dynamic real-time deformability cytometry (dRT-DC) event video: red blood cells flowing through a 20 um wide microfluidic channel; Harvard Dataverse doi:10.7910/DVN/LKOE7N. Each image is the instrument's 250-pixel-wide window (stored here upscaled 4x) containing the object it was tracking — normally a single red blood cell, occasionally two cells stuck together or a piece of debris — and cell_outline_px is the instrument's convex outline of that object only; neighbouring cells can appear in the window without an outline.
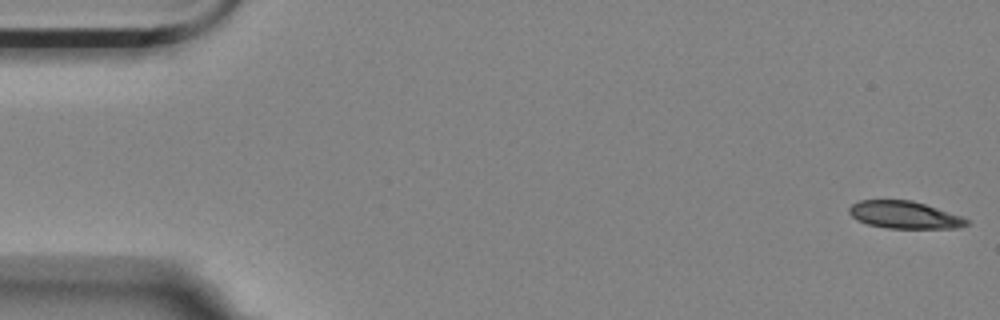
{"species": "Egyptian fruit bat (a non-hibernating species)", "species_latin": "Rousettus aegyptiacus", "temperature_condition": "room temperature", "stored_images_in_passage": 56, "camera_frame_rate_fps": 3000, "um_per_image_px": 0.085, "animal": {"sex": "female"}, "frame": {"image": 1, "passage_image": 1, "time_ms": 0.0, "image_size_px": [1000, 320], "cell_outline_px": [[968, 224], [956, 228], [888, 228], [868, 224], [856, 220], [848, 212], [848, 208], [852, 204], [860, 200], [912, 200], [960, 216], [968, 220]], "centroid_in_image_um": [76.82, 18.26], "position_along_channel_um": 8.2, "area_um2": 18.5}}
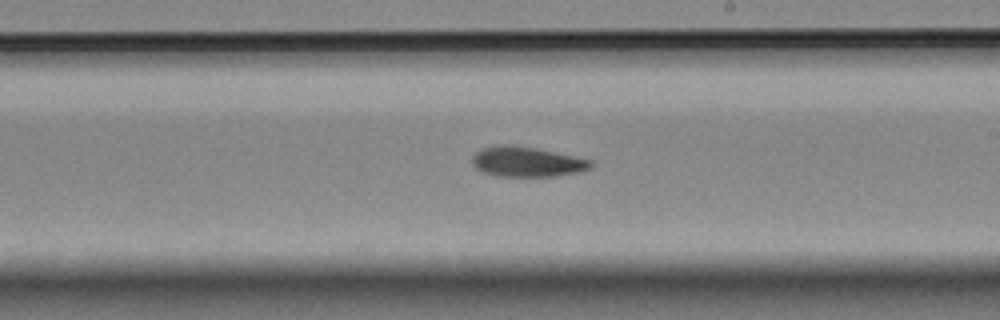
{"frame": {"image": 2, "passage_image": 32, "time_ms": 10.333, "image_size_px": [1000, 320], "cell_outline_px": [[596, 164], [592, 168], [580, 172], [552, 176], [504, 176], [480, 172], [472, 164], [472, 156], [476, 152], [484, 148], [504, 144], [532, 148], [576, 156], [592, 160]], "centroid_in_image_um": [44.83, 13.76], "position_along_channel_um": 244.2, "area_um2": 20.63}}
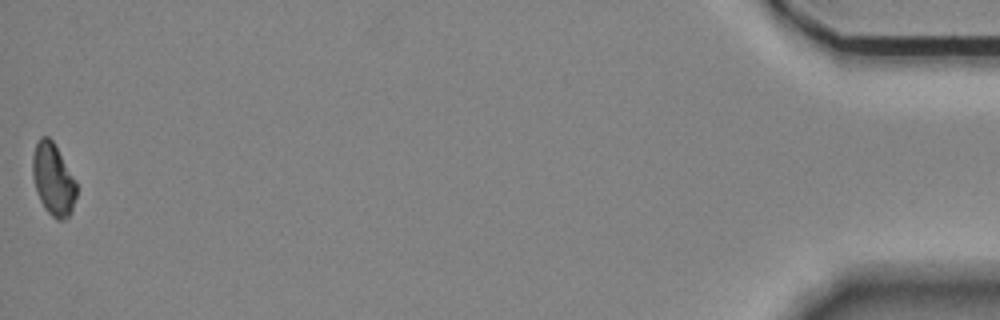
{"frame": {"image": 3, "passage_image": 56, "time_ms": 18.333, "image_size_px": [1000, 320], "cell_outline_px": [[76, 196], [72, 212], [64, 220], [56, 220], [44, 208], [40, 200], [32, 176], [32, 156], [36, 144], [40, 136], [48, 136], [52, 140], [76, 180]], "centroid_in_image_um": [4.52, 15.26], "position_along_channel_um": 430.7, "area_um2": 18.44}, "authors_computed_cell_mechanics": {"area_um2": 19.9988, "velocity_mm_per_s": 3.5232, "shape_relaxation_time_tau1_ms": 5.0759, "shape_relaxation_time_tau2_ms": null, "deformation_change_tau1": 0.1351, "deformation_change_tau2": null}}